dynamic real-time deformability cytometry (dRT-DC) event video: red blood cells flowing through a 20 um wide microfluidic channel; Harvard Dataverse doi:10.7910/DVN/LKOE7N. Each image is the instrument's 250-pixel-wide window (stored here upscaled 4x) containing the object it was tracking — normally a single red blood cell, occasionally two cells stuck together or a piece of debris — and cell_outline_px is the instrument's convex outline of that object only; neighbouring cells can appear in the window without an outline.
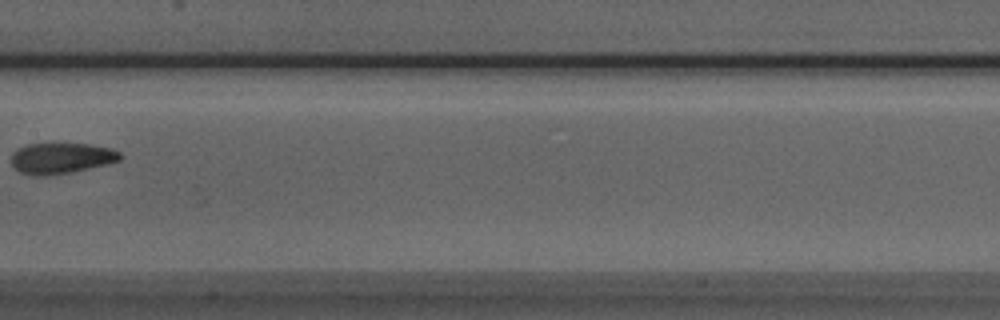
{"species": "Egyptian fruit bat (a non-hibernating species)", "species_latin": "Rousettus aegyptiacus", "temperature_condition": "room temperature", "stored_images_in_passage": 6, "camera_frame_rate_fps": 3000, "um_per_image_px": 0.085, "animal": {"sex": "male"}, "frame": {"image": 1, "passage_image": 5, "time_ms": 1.333, "image_size_px": [1000, 320], "cell_outline_px": [[124, 156], [120, 160], [108, 164], [68, 172], [40, 176], [36, 176], [20, 172], [12, 164], [12, 152], [16, 148], [28, 144], [88, 144], [112, 148], [120, 152]], "centroid_in_image_um": [5.22, 13.43], "position_along_channel_um": 202.2, "area_um2": 19.42}}
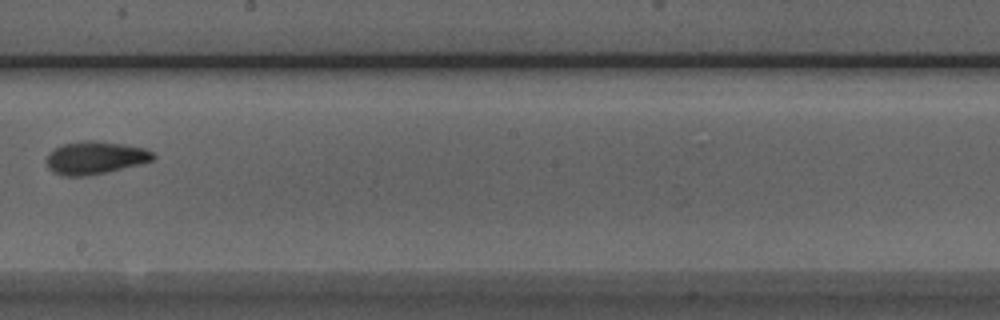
{"frame": {"image": 2, "passage_image": 6, "time_ms": 1.667, "image_size_px": [1000, 320], "cell_outline_px": [[156, 156], [152, 160], [140, 164], [108, 172], [84, 176], [60, 176], [52, 172], [48, 168], [44, 160], [52, 148], [64, 144], [88, 140], [92, 140], [120, 144], [144, 148], [152, 152]], "centroid_in_image_um": [8.02, 13.42], "position_along_channel_um": 240.2, "area_um2": 20.46}}